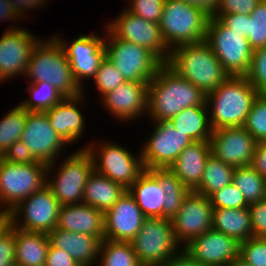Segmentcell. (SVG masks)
<instances>
[{
  "label": "cell",
  "mask_w": 266,
  "mask_h": 266,
  "mask_svg": "<svg viewBox=\"0 0 266 266\" xmlns=\"http://www.w3.org/2000/svg\"><path fill=\"white\" fill-rule=\"evenodd\" d=\"M213 208L210 198L189 191L182 206L171 219L175 237L181 247L212 228Z\"/></svg>",
  "instance_id": "cell-16"
},
{
  "label": "cell",
  "mask_w": 266,
  "mask_h": 266,
  "mask_svg": "<svg viewBox=\"0 0 266 266\" xmlns=\"http://www.w3.org/2000/svg\"><path fill=\"white\" fill-rule=\"evenodd\" d=\"M234 169L210 154L205 163L201 182L194 191L209 198L216 191L232 183Z\"/></svg>",
  "instance_id": "cell-33"
},
{
  "label": "cell",
  "mask_w": 266,
  "mask_h": 266,
  "mask_svg": "<svg viewBox=\"0 0 266 266\" xmlns=\"http://www.w3.org/2000/svg\"><path fill=\"white\" fill-rule=\"evenodd\" d=\"M209 143L211 154L215 158L239 168L250 165L257 142L243 126H240L213 130Z\"/></svg>",
  "instance_id": "cell-20"
},
{
  "label": "cell",
  "mask_w": 266,
  "mask_h": 266,
  "mask_svg": "<svg viewBox=\"0 0 266 266\" xmlns=\"http://www.w3.org/2000/svg\"><path fill=\"white\" fill-rule=\"evenodd\" d=\"M166 64L205 95L229 76L205 40L175 47Z\"/></svg>",
  "instance_id": "cell-3"
},
{
  "label": "cell",
  "mask_w": 266,
  "mask_h": 266,
  "mask_svg": "<svg viewBox=\"0 0 266 266\" xmlns=\"http://www.w3.org/2000/svg\"><path fill=\"white\" fill-rule=\"evenodd\" d=\"M58 229L97 236L104 240V212L88 204L80 203L60 206L58 212Z\"/></svg>",
  "instance_id": "cell-25"
},
{
  "label": "cell",
  "mask_w": 266,
  "mask_h": 266,
  "mask_svg": "<svg viewBox=\"0 0 266 266\" xmlns=\"http://www.w3.org/2000/svg\"><path fill=\"white\" fill-rule=\"evenodd\" d=\"M54 37L64 49L75 82L83 89L82 81L87 78L92 80L100 63L106 57L105 39L92 32L88 35L81 34L69 44L66 42L68 40L64 41L58 35H54Z\"/></svg>",
  "instance_id": "cell-15"
},
{
  "label": "cell",
  "mask_w": 266,
  "mask_h": 266,
  "mask_svg": "<svg viewBox=\"0 0 266 266\" xmlns=\"http://www.w3.org/2000/svg\"><path fill=\"white\" fill-rule=\"evenodd\" d=\"M92 80H94L99 94L101 93L100 99L108 92L126 82L120 71L107 57H105L100 63L98 71Z\"/></svg>",
  "instance_id": "cell-40"
},
{
  "label": "cell",
  "mask_w": 266,
  "mask_h": 266,
  "mask_svg": "<svg viewBox=\"0 0 266 266\" xmlns=\"http://www.w3.org/2000/svg\"><path fill=\"white\" fill-rule=\"evenodd\" d=\"M83 93L78 97L64 98L60 103L46 111L50 125L67 144H74L78 139L83 137L85 131V119L82 116L80 107L84 102Z\"/></svg>",
  "instance_id": "cell-23"
},
{
  "label": "cell",
  "mask_w": 266,
  "mask_h": 266,
  "mask_svg": "<svg viewBox=\"0 0 266 266\" xmlns=\"http://www.w3.org/2000/svg\"><path fill=\"white\" fill-rule=\"evenodd\" d=\"M258 95L245 76L229 75L206 95L212 130L243 126Z\"/></svg>",
  "instance_id": "cell-2"
},
{
  "label": "cell",
  "mask_w": 266,
  "mask_h": 266,
  "mask_svg": "<svg viewBox=\"0 0 266 266\" xmlns=\"http://www.w3.org/2000/svg\"><path fill=\"white\" fill-rule=\"evenodd\" d=\"M211 154L209 141H194L168 168L190 191L200 184L205 163Z\"/></svg>",
  "instance_id": "cell-26"
},
{
  "label": "cell",
  "mask_w": 266,
  "mask_h": 266,
  "mask_svg": "<svg viewBox=\"0 0 266 266\" xmlns=\"http://www.w3.org/2000/svg\"><path fill=\"white\" fill-rule=\"evenodd\" d=\"M169 122L178 131L188 135L193 141H209L212 128L206 102L203 105H194L181 110Z\"/></svg>",
  "instance_id": "cell-31"
},
{
  "label": "cell",
  "mask_w": 266,
  "mask_h": 266,
  "mask_svg": "<svg viewBox=\"0 0 266 266\" xmlns=\"http://www.w3.org/2000/svg\"><path fill=\"white\" fill-rule=\"evenodd\" d=\"M250 166L266 179V142L256 143Z\"/></svg>",
  "instance_id": "cell-51"
},
{
  "label": "cell",
  "mask_w": 266,
  "mask_h": 266,
  "mask_svg": "<svg viewBox=\"0 0 266 266\" xmlns=\"http://www.w3.org/2000/svg\"><path fill=\"white\" fill-rule=\"evenodd\" d=\"M127 190L146 218H163L164 188L147 169L139 174Z\"/></svg>",
  "instance_id": "cell-27"
},
{
  "label": "cell",
  "mask_w": 266,
  "mask_h": 266,
  "mask_svg": "<svg viewBox=\"0 0 266 266\" xmlns=\"http://www.w3.org/2000/svg\"><path fill=\"white\" fill-rule=\"evenodd\" d=\"M50 245L48 235L15 227V264L45 266Z\"/></svg>",
  "instance_id": "cell-28"
},
{
  "label": "cell",
  "mask_w": 266,
  "mask_h": 266,
  "mask_svg": "<svg viewBox=\"0 0 266 266\" xmlns=\"http://www.w3.org/2000/svg\"><path fill=\"white\" fill-rule=\"evenodd\" d=\"M230 266H252L237 258Z\"/></svg>",
  "instance_id": "cell-57"
},
{
  "label": "cell",
  "mask_w": 266,
  "mask_h": 266,
  "mask_svg": "<svg viewBox=\"0 0 266 266\" xmlns=\"http://www.w3.org/2000/svg\"><path fill=\"white\" fill-rule=\"evenodd\" d=\"M160 266H205L193 259L185 250L177 253L174 257Z\"/></svg>",
  "instance_id": "cell-52"
},
{
  "label": "cell",
  "mask_w": 266,
  "mask_h": 266,
  "mask_svg": "<svg viewBox=\"0 0 266 266\" xmlns=\"http://www.w3.org/2000/svg\"><path fill=\"white\" fill-rule=\"evenodd\" d=\"M212 228L239 242L253 236L249 207L243 208H213Z\"/></svg>",
  "instance_id": "cell-30"
},
{
  "label": "cell",
  "mask_w": 266,
  "mask_h": 266,
  "mask_svg": "<svg viewBox=\"0 0 266 266\" xmlns=\"http://www.w3.org/2000/svg\"><path fill=\"white\" fill-rule=\"evenodd\" d=\"M154 130L147 137L141 152L144 169L169 168L179 154L194 141L178 131L169 121L153 122Z\"/></svg>",
  "instance_id": "cell-13"
},
{
  "label": "cell",
  "mask_w": 266,
  "mask_h": 266,
  "mask_svg": "<svg viewBox=\"0 0 266 266\" xmlns=\"http://www.w3.org/2000/svg\"><path fill=\"white\" fill-rule=\"evenodd\" d=\"M147 170L157 179L160 187L164 188L163 218L172 219L190 190L168 168Z\"/></svg>",
  "instance_id": "cell-32"
},
{
  "label": "cell",
  "mask_w": 266,
  "mask_h": 266,
  "mask_svg": "<svg viewBox=\"0 0 266 266\" xmlns=\"http://www.w3.org/2000/svg\"><path fill=\"white\" fill-rule=\"evenodd\" d=\"M264 200H266V182H265Z\"/></svg>",
  "instance_id": "cell-58"
},
{
  "label": "cell",
  "mask_w": 266,
  "mask_h": 266,
  "mask_svg": "<svg viewBox=\"0 0 266 266\" xmlns=\"http://www.w3.org/2000/svg\"><path fill=\"white\" fill-rule=\"evenodd\" d=\"M29 84L26 90L29 91L31 96L24 102L19 103L27 111L46 112L65 98L49 83H30L29 81Z\"/></svg>",
  "instance_id": "cell-36"
},
{
  "label": "cell",
  "mask_w": 266,
  "mask_h": 266,
  "mask_svg": "<svg viewBox=\"0 0 266 266\" xmlns=\"http://www.w3.org/2000/svg\"><path fill=\"white\" fill-rule=\"evenodd\" d=\"M15 264V227L12 225L0 236V266Z\"/></svg>",
  "instance_id": "cell-46"
},
{
  "label": "cell",
  "mask_w": 266,
  "mask_h": 266,
  "mask_svg": "<svg viewBox=\"0 0 266 266\" xmlns=\"http://www.w3.org/2000/svg\"><path fill=\"white\" fill-rule=\"evenodd\" d=\"M130 244L141 266H160L183 250L167 218H145Z\"/></svg>",
  "instance_id": "cell-7"
},
{
  "label": "cell",
  "mask_w": 266,
  "mask_h": 266,
  "mask_svg": "<svg viewBox=\"0 0 266 266\" xmlns=\"http://www.w3.org/2000/svg\"><path fill=\"white\" fill-rule=\"evenodd\" d=\"M11 226V216L9 212L0 210V236Z\"/></svg>",
  "instance_id": "cell-56"
},
{
  "label": "cell",
  "mask_w": 266,
  "mask_h": 266,
  "mask_svg": "<svg viewBox=\"0 0 266 266\" xmlns=\"http://www.w3.org/2000/svg\"><path fill=\"white\" fill-rule=\"evenodd\" d=\"M24 76L30 78L31 83H49L65 98L83 93L75 82L63 47L54 36L49 40L43 38L36 44Z\"/></svg>",
  "instance_id": "cell-4"
},
{
  "label": "cell",
  "mask_w": 266,
  "mask_h": 266,
  "mask_svg": "<svg viewBox=\"0 0 266 266\" xmlns=\"http://www.w3.org/2000/svg\"><path fill=\"white\" fill-rule=\"evenodd\" d=\"M128 2L130 5L126 6V9L132 14L159 24L165 0H129Z\"/></svg>",
  "instance_id": "cell-44"
},
{
  "label": "cell",
  "mask_w": 266,
  "mask_h": 266,
  "mask_svg": "<svg viewBox=\"0 0 266 266\" xmlns=\"http://www.w3.org/2000/svg\"><path fill=\"white\" fill-rule=\"evenodd\" d=\"M0 120V157L8 148L21 139L26 122V110L20 105H15Z\"/></svg>",
  "instance_id": "cell-37"
},
{
  "label": "cell",
  "mask_w": 266,
  "mask_h": 266,
  "mask_svg": "<svg viewBox=\"0 0 266 266\" xmlns=\"http://www.w3.org/2000/svg\"><path fill=\"white\" fill-rule=\"evenodd\" d=\"M0 38V84L6 79L24 75L31 54L40 37L33 36L29 30L9 26Z\"/></svg>",
  "instance_id": "cell-17"
},
{
  "label": "cell",
  "mask_w": 266,
  "mask_h": 266,
  "mask_svg": "<svg viewBox=\"0 0 266 266\" xmlns=\"http://www.w3.org/2000/svg\"><path fill=\"white\" fill-rule=\"evenodd\" d=\"M20 141L29 147L38 162L46 165L56 162L59 153L66 148L67 144L50 125L46 112L27 110L25 127Z\"/></svg>",
  "instance_id": "cell-18"
},
{
  "label": "cell",
  "mask_w": 266,
  "mask_h": 266,
  "mask_svg": "<svg viewBox=\"0 0 266 266\" xmlns=\"http://www.w3.org/2000/svg\"><path fill=\"white\" fill-rule=\"evenodd\" d=\"M9 0H0V21L22 19ZM12 19V20H11Z\"/></svg>",
  "instance_id": "cell-54"
},
{
  "label": "cell",
  "mask_w": 266,
  "mask_h": 266,
  "mask_svg": "<svg viewBox=\"0 0 266 266\" xmlns=\"http://www.w3.org/2000/svg\"><path fill=\"white\" fill-rule=\"evenodd\" d=\"M104 37L106 57L120 71L126 82H145L156 75L163 64L148 49L117 38L107 27Z\"/></svg>",
  "instance_id": "cell-8"
},
{
  "label": "cell",
  "mask_w": 266,
  "mask_h": 266,
  "mask_svg": "<svg viewBox=\"0 0 266 266\" xmlns=\"http://www.w3.org/2000/svg\"><path fill=\"white\" fill-rule=\"evenodd\" d=\"M188 4L196 5L203 8L210 15L214 12L219 0H182Z\"/></svg>",
  "instance_id": "cell-55"
},
{
  "label": "cell",
  "mask_w": 266,
  "mask_h": 266,
  "mask_svg": "<svg viewBox=\"0 0 266 266\" xmlns=\"http://www.w3.org/2000/svg\"><path fill=\"white\" fill-rule=\"evenodd\" d=\"M243 127L257 143L266 142V94L256 97Z\"/></svg>",
  "instance_id": "cell-38"
},
{
  "label": "cell",
  "mask_w": 266,
  "mask_h": 266,
  "mask_svg": "<svg viewBox=\"0 0 266 266\" xmlns=\"http://www.w3.org/2000/svg\"><path fill=\"white\" fill-rule=\"evenodd\" d=\"M250 219L253 236L266 238V200L250 204Z\"/></svg>",
  "instance_id": "cell-47"
},
{
  "label": "cell",
  "mask_w": 266,
  "mask_h": 266,
  "mask_svg": "<svg viewBox=\"0 0 266 266\" xmlns=\"http://www.w3.org/2000/svg\"><path fill=\"white\" fill-rule=\"evenodd\" d=\"M239 258L252 266H266V238L252 236L240 242Z\"/></svg>",
  "instance_id": "cell-41"
},
{
  "label": "cell",
  "mask_w": 266,
  "mask_h": 266,
  "mask_svg": "<svg viewBox=\"0 0 266 266\" xmlns=\"http://www.w3.org/2000/svg\"><path fill=\"white\" fill-rule=\"evenodd\" d=\"M45 266H80L67 252L53 247L51 244L47 250Z\"/></svg>",
  "instance_id": "cell-50"
},
{
  "label": "cell",
  "mask_w": 266,
  "mask_h": 266,
  "mask_svg": "<svg viewBox=\"0 0 266 266\" xmlns=\"http://www.w3.org/2000/svg\"><path fill=\"white\" fill-rule=\"evenodd\" d=\"M109 141H103L100 146L87 144L81 149L91 155L94 171L128 189L144 170L141 153L136 156L122 145Z\"/></svg>",
  "instance_id": "cell-11"
},
{
  "label": "cell",
  "mask_w": 266,
  "mask_h": 266,
  "mask_svg": "<svg viewBox=\"0 0 266 266\" xmlns=\"http://www.w3.org/2000/svg\"><path fill=\"white\" fill-rule=\"evenodd\" d=\"M98 266H141L128 241H101Z\"/></svg>",
  "instance_id": "cell-34"
},
{
  "label": "cell",
  "mask_w": 266,
  "mask_h": 266,
  "mask_svg": "<svg viewBox=\"0 0 266 266\" xmlns=\"http://www.w3.org/2000/svg\"><path fill=\"white\" fill-rule=\"evenodd\" d=\"M210 14L182 0H165L159 26L167 47L195 44L206 39Z\"/></svg>",
  "instance_id": "cell-5"
},
{
  "label": "cell",
  "mask_w": 266,
  "mask_h": 266,
  "mask_svg": "<svg viewBox=\"0 0 266 266\" xmlns=\"http://www.w3.org/2000/svg\"><path fill=\"white\" fill-rule=\"evenodd\" d=\"M47 1L49 0H9V2L14 5V9L22 18L23 16H26V11L28 14V9L34 10L36 8L38 9L40 7H43V5L46 4Z\"/></svg>",
  "instance_id": "cell-53"
},
{
  "label": "cell",
  "mask_w": 266,
  "mask_h": 266,
  "mask_svg": "<svg viewBox=\"0 0 266 266\" xmlns=\"http://www.w3.org/2000/svg\"><path fill=\"white\" fill-rule=\"evenodd\" d=\"M265 182L250 165L235 168L232 183L241 191L247 204H253L264 199Z\"/></svg>",
  "instance_id": "cell-35"
},
{
  "label": "cell",
  "mask_w": 266,
  "mask_h": 266,
  "mask_svg": "<svg viewBox=\"0 0 266 266\" xmlns=\"http://www.w3.org/2000/svg\"><path fill=\"white\" fill-rule=\"evenodd\" d=\"M46 183V164L10 163L0 157V210L10 212L31 194L41 190Z\"/></svg>",
  "instance_id": "cell-9"
},
{
  "label": "cell",
  "mask_w": 266,
  "mask_h": 266,
  "mask_svg": "<svg viewBox=\"0 0 266 266\" xmlns=\"http://www.w3.org/2000/svg\"><path fill=\"white\" fill-rule=\"evenodd\" d=\"M245 77L259 94H266V47L253 50L250 68Z\"/></svg>",
  "instance_id": "cell-42"
},
{
  "label": "cell",
  "mask_w": 266,
  "mask_h": 266,
  "mask_svg": "<svg viewBox=\"0 0 266 266\" xmlns=\"http://www.w3.org/2000/svg\"><path fill=\"white\" fill-rule=\"evenodd\" d=\"M75 151L66 159L64 158L65 161L59 165L60 167L54 172L57 173L52 177L50 174L53 175L55 162L47 165L46 185L51 189L60 206L82 203L86 182L94 171L92 157L86 149L79 148Z\"/></svg>",
  "instance_id": "cell-6"
},
{
  "label": "cell",
  "mask_w": 266,
  "mask_h": 266,
  "mask_svg": "<svg viewBox=\"0 0 266 266\" xmlns=\"http://www.w3.org/2000/svg\"><path fill=\"white\" fill-rule=\"evenodd\" d=\"M117 37L140 45L151 51L162 63H166L170 56V49L163 40L160 26L136 16L126 8L118 17L106 25Z\"/></svg>",
  "instance_id": "cell-14"
},
{
  "label": "cell",
  "mask_w": 266,
  "mask_h": 266,
  "mask_svg": "<svg viewBox=\"0 0 266 266\" xmlns=\"http://www.w3.org/2000/svg\"><path fill=\"white\" fill-rule=\"evenodd\" d=\"M122 185L93 171L86 182L82 203L101 212L109 210L126 192Z\"/></svg>",
  "instance_id": "cell-29"
},
{
  "label": "cell",
  "mask_w": 266,
  "mask_h": 266,
  "mask_svg": "<svg viewBox=\"0 0 266 266\" xmlns=\"http://www.w3.org/2000/svg\"><path fill=\"white\" fill-rule=\"evenodd\" d=\"M205 41L231 76H245L249 71L253 49L248 39L229 30L218 18L209 17Z\"/></svg>",
  "instance_id": "cell-10"
},
{
  "label": "cell",
  "mask_w": 266,
  "mask_h": 266,
  "mask_svg": "<svg viewBox=\"0 0 266 266\" xmlns=\"http://www.w3.org/2000/svg\"><path fill=\"white\" fill-rule=\"evenodd\" d=\"M218 19L231 31L240 33L247 38L249 15L246 14H221Z\"/></svg>",
  "instance_id": "cell-49"
},
{
  "label": "cell",
  "mask_w": 266,
  "mask_h": 266,
  "mask_svg": "<svg viewBox=\"0 0 266 266\" xmlns=\"http://www.w3.org/2000/svg\"><path fill=\"white\" fill-rule=\"evenodd\" d=\"M262 0H219L214 12L210 15L218 18L221 14L249 15Z\"/></svg>",
  "instance_id": "cell-45"
},
{
  "label": "cell",
  "mask_w": 266,
  "mask_h": 266,
  "mask_svg": "<svg viewBox=\"0 0 266 266\" xmlns=\"http://www.w3.org/2000/svg\"><path fill=\"white\" fill-rule=\"evenodd\" d=\"M247 39L253 50L266 47V0L249 14Z\"/></svg>",
  "instance_id": "cell-39"
},
{
  "label": "cell",
  "mask_w": 266,
  "mask_h": 266,
  "mask_svg": "<svg viewBox=\"0 0 266 266\" xmlns=\"http://www.w3.org/2000/svg\"><path fill=\"white\" fill-rule=\"evenodd\" d=\"M211 205L214 208H243L248 207L241 191L233 184L226 185L216 191L210 197Z\"/></svg>",
  "instance_id": "cell-43"
},
{
  "label": "cell",
  "mask_w": 266,
  "mask_h": 266,
  "mask_svg": "<svg viewBox=\"0 0 266 266\" xmlns=\"http://www.w3.org/2000/svg\"><path fill=\"white\" fill-rule=\"evenodd\" d=\"M47 235L53 247L67 252L80 266H93L97 263L101 245L97 236L58 228Z\"/></svg>",
  "instance_id": "cell-24"
},
{
  "label": "cell",
  "mask_w": 266,
  "mask_h": 266,
  "mask_svg": "<svg viewBox=\"0 0 266 266\" xmlns=\"http://www.w3.org/2000/svg\"><path fill=\"white\" fill-rule=\"evenodd\" d=\"M106 111L121 121H132L148 112V83L124 82L101 98Z\"/></svg>",
  "instance_id": "cell-22"
},
{
  "label": "cell",
  "mask_w": 266,
  "mask_h": 266,
  "mask_svg": "<svg viewBox=\"0 0 266 266\" xmlns=\"http://www.w3.org/2000/svg\"><path fill=\"white\" fill-rule=\"evenodd\" d=\"M183 250L205 266H230L239 258L240 242L211 228L194 237Z\"/></svg>",
  "instance_id": "cell-19"
},
{
  "label": "cell",
  "mask_w": 266,
  "mask_h": 266,
  "mask_svg": "<svg viewBox=\"0 0 266 266\" xmlns=\"http://www.w3.org/2000/svg\"><path fill=\"white\" fill-rule=\"evenodd\" d=\"M59 208L58 200L45 185L9 212L11 225L26 231L48 234L57 226Z\"/></svg>",
  "instance_id": "cell-12"
},
{
  "label": "cell",
  "mask_w": 266,
  "mask_h": 266,
  "mask_svg": "<svg viewBox=\"0 0 266 266\" xmlns=\"http://www.w3.org/2000/svg\"><path fill=\"white\" fill-rule=\"evenodd\" d=\"M2 158L10 163L17 164H34L38 162L29 147L20 140L13 143Z\"/></svg>",
  "instance_id": "cell-48"
},
{
  "label": "cell",
  "mask_w": 266,
  "mask_h": 266,
  "mask_svg": "<svg viewBox=\"0 0 266 266\" xmlns=\"http://www.w3.org/2000/svg\"><path fill=\"white\" fill-rule=\"evenodd\" d=\"M205 102L206 95L166 63L148 83L147 116L151 122L169 121L181 110Z\"/></svg>",
  "instance_id": "cell-1"
},
{
  "label": "cell",
  "mask_w": 266,
  "mask_h": 266,
  "mask_svg": "<svg viewBox=\"0 0 266 266\" xmlns=\"http://www.w3.org/2000/svg\"><path fill=\"white\" fill-rule=\"evenodd\" d=\"M143 212L128 190L104 213V239L130 242L141 229Z\"/></svg>",
  "instance_id": "cell-21"
}]
</instances>
